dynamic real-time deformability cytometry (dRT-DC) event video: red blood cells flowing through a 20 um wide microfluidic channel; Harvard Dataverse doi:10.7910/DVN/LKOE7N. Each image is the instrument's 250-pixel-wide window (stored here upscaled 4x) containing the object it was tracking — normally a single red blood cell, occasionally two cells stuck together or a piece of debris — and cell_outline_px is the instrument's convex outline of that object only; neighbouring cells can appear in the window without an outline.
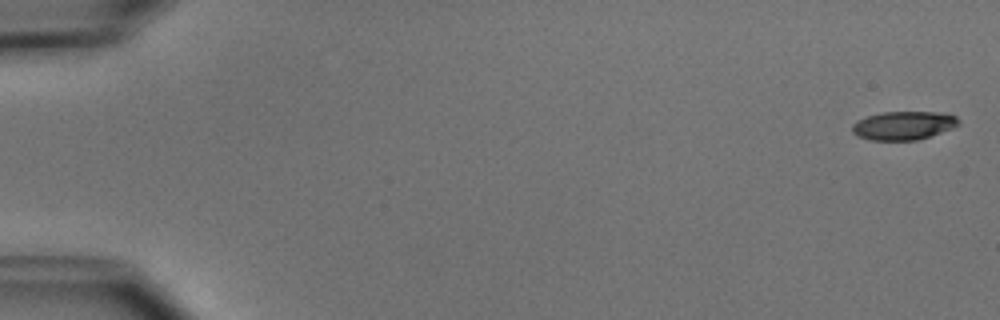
{"species": "common noctule bat (a hibernating species)", "species_latin": "Nyctalus noctula", "temperature_condition": "cold", "stored_images_in_passage": 6, "camera_frame_rate_fps": 3000, "um_per_image_px": 0.085, "animal": {"sex": "male", "body_mass_g": 15.6}, "frame": {"image": 1, "passage_image": 1, "time_ms": 0.0, "image_size_px": [1000, 320], "cell_outline_px": [[960, 124], [952, 128], [916, 140], [872, 140], [860, 136], [852, 132], [852, 124], [856, 120], [868, 116], [884, 112], [948, 112], [956, 116], [960, 120]], "centroid_in_image_um": [76.83, 10.65], "position_along_channel_um": 8.2, "area_um2": 17.63}}
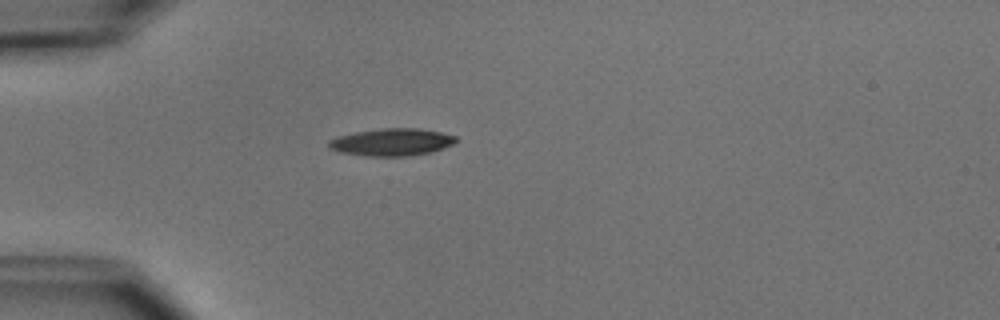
{"frame": {"image": 2, "passage_image": 5, "time_ms": 4.667, "image_size_px": [1000, 320], "cell_outline_px": [[460, 140], [444, 148], [432, 152], [408, 156], [364, 156], [340, 152], [328, 148], [328, 140], [336, 136], [356, 132], [384, 128], [416, 128], [440, 132], [456, 136]], "centroid_in_image_um": [33.29, 12.08], "position_along_channel_um": 51.7, "area_um2": 20.4}}